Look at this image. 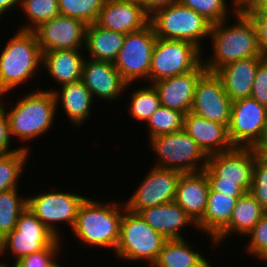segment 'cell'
<instances>
[{
    "label": "cell",
    "mask_w": 267,
    "mask_h": 267,
    "mask_svg": "<svg viewBox=\"0 0 267 267\" xmlns=\"http://www.w3.org/2000/svg\"><path fill=\"white\" fill-rule=\"evenodd\" d=\"M21 8L32 23L31 27L26 26L21 30L34 31L42 23L60 15L58 0H22Z\"/></svg>",
    "instance_id": "obj_34"
},
{
    "label": "cell",
    "mask_w": 267,
    "mask_h": 267,
    "mask_svg": "<svg viewBox=\"0 0 267 267\" xmlns=\"http://www.w3.org/2000/svg\"><path fill=\"white\" fill-rule=\"evenodd\" d=\"M206 72L201 63L195 70L153 82L161 106L187 114L191 111L197 81Z\"/></svg>",
    "instance_id": "obj_18"
},
{
    "label": "cell",
    "mask_w": 267,
    "mask_h": 267,
    "mask_svg": "<svg viewBox=\"0 0 267 267\" xmlns=\"http://www.w3.org/2000/svg\"><path fill=\"white\" fill-rule=\"evenodd\" d=\"M118 203L100 204L85 198L81 203L74 228L85 245L116 249L120 238V223L123 210ZM122 211V212H121Z\"/></svg>",
    "instance_id": "obj_4"
},
{
    "label": "cell",
    "mask_w": 267,
    "mask_h": 267,
    "mask_svg": "<svg viewBox=\"0 0 267 267\" xmlns=\"http://www.w3.org/2000/svg\"><path fill=\"white\" fill-rule=\"evenodd\" d=\"M139 214L149 226L167 239H181L183 237L179 230L182 227L189 223L196 226L194 220L175 201L144 209Z\"/></svg>",
    "instance_id": "obj_23"
},
{
    "label": "cell",
    "mask_w": 267,
    "mask_h": 267,
    "mask_svg": "<svg viewBox=\"0 0 267 267\" xmlns=\"http://www.w3.org/2000/svg\"><path fill=\"white\" fill-rule=\"evenodd\" d=\"M209 189L204 171L182 173L174 201L197 223L206 210Z\"/></svg>",
    "instance_id": "obj_21"
},
{
    "label": "cell",
    "mask_w": 267,
    "mask_h": 267,
    "mask_svg": "<svg viewBox=\"0 0 267 267\" xmlns=\"http://www.w3.org/2000/svg\"><path fill=\"white\" fill-rule=\"evenodd\" d=\"M22 0H0V16L15 4L21 5Z\"/></svg>",
    "instance_id": "obj_45"
},
{
    "label": "cell",
    "mask_w": 267,
    "mask_h": 267,
    "mask_svg": "<svg viewBox=\"0 0 267 267\" xmlns=\"http://www.w3.org/2000/svg\"><path fill=\"white\" fill-rule=\"evenodd\" d=\"M262 149L234 147L231 150L211 155L203 169L213 191L231 196L249 193L253 180L256 156Z\"/></svg>",
    "instance_id": "obj_1"
},
{
    "label": "cell",
    "mask_w": 267,
    "mask_h": 267,
    "mask_svg": "<svg viewBox=\"0 0 267 267\" xmlns=\"http://www.w3.org/2000/svg\"><path fill=\"white\" fill-rule=\"evenodd\" d=\"M235 17L238 22L231 27L223 26L226 20L212 24L210 38L213 41L214 56L206 63L203 62L207 72L215 73L236 60L264 57L253 21L246 13H236Z\"/></svg>",
    "instance_id": "obj_2"
},
{
    "label": "cell",
    "mask_w": 267,
    "mask_h": 267,
    "mask_svg": "<svg viewBox=\"0 0 267 267\" xmlns=\"http://www.w3.org/2000/svg\"><path fill=\"white\" fill-rule=\"evenodd\" d=\"M235 1V2H234ZM235 13H247L249 10L255 8L261 0H234Z\"/></svg>",
    "instance_id": "obj_44"
},
{
    "label": "cell",
    "mask_w": 267,
    "mask_h": 267,
    "mask_svg": "<svg viewBox=\"0 0 267 267\" xmlns=\"http://www.w3.org/2000/svg\"><path fill=\"white\" fill-rule=\"evenodd\" d=\"M183 130L198 144L209 157L234 148L228 135V127L191 111L184 115Z\"/></svg>",
    "instance_id": "obj_19"
},
{
    "label": "cell",
    "mask_w": 267,
    "mask_h": 267,
    "mask_svg": "<svg viewBox=\"0 0 267 267\" xmlns=\"http://www.w3.org/2000/svg\"><path fill=\"white\" fill-rule=\"evenodd\" d=\"M149 142L159 156V163L155 167L192 173L203 171L207 166L208 157L184 130L157 135ZM200 160H204L199 164L201 167L197 162Z\"/></svg>",
    "instance_id": "obj_9"
},
{
    "label": "cell",
    "mask_w": 267,
    "mask_h": 267,
    "mask_svg": "<svg viewBox=\"0 0 267 267\" xmlns=\"http://www.w3.org/2000/svg\"><path fill=\"white\" fill-rule=\"evenodd\" d=\"M0 96L31 77L43 61L35 31L19 30L0 53Z\"/></svg>",
    "instance_id": "obj_3"
},
{
    "label": "cell",
    "mask_w": 267,
    "mask_h": 267,
    "mask_svg": "<svg viewBox=\"0 0 267 267\" xmlns=\"http://www.w3.org/2000/svg\"><path fill=\"white\" fill-rule=\"evenodd\" d=\"M125 35L93 23L87 27L84 47L89 51L88 54L92 55V60L113 63L123 46Z\"/></svg>",
    "instance_id": "obj_27"
},
{
    "label": "cell",
    "mask_w": 267,
    "mask_h": 267,
    "mask_svg": "<svg viewBox=\"0 0 267 267\" xmlns=\"http://www.w3.org/2000/svg\"><path fill=\"white\" fill-rule=\"evenodd\" d=\"M59 241L60 239H57L51 246L22 257L14 262V267H58L59 264L54 262V256L56 257L59 252Z\"/></svg>",
    "instance_id": "obj_38"
},
{
    "label": "cell",
    "mask_w": 267,
    "mask_h": 267,
    "mask_svg": "<svg viewBox=\"0 0 267 267\" xmlns=\"http://www.w3.org/2000/svg\"><path fill=\"white\" fill-rule=\"evenodd\" d=\"M247 13H266L267 14V0H261L255 8L249 10Z\"/></svg>",
    "instance_id": "obj_46"
},
{
    "label": "cell",
    "mask_w": 267,
    "mask_h": 267,
    "mask_svg": "<svg viewBox=\"0 0 267 267\" xmlns=\"http://www.w3.org/2000/svg\"><path fill=\"white\" fill-rule=\"evenodd\" d=\"M179 2L204 16L212 24L225 20L228 15L225 0H179Z\"/></svg>",
    "instance_id": "obj_37"
},
{
    "label": "cell",
    "mask_w": 267,
    "mask_h": 267,
    "mask_svg": "<svg viewBox=\"0 0 267 267\" xmlns=\"http://www.w3.org/2000/svg\"><path fill=\"white\" fill-rule=\"evenodd\" d=\"M149 23L158 38L187 41L200 50V40L210 36L212 27L204 16L180 2L155 10Z\"/></svg>",
    "instance_id": "obj_6"
},
{
    "label": "cell",
    "mask_w": 267,
    "mask_h": 267,
    "mask_svg": "<svg viewBox=\"0 0 267 267\" xmlns=\"http://www.w3.org/2000/svg\"><path fill=\"white\" fill-rule=\"evenodd\" d=\"M166 240L140 214L124 209L115 254L128 261L145 259L153 264Z\"/></svg>",
    "instance_id": "obj_7"
},
{
    "label": "cell",
    "mask_w": 267,
    "mask_h": 267,
    "mask_svg": "<svg viewBox=\"0 0 267 267\" xmlns=\"http://www.w3.org/2000/svg\"><path fill=\"white\" fill-rule=\"evenodd\" d=\"M156 40L157 36L150 23L139 31L125 35L123 46L113 63L128 84L139 77L149 81L152 52Z\"/></svg>",
    "instance_id": "obj_11"
},
{
    "label": "cell",
    "mask_w": 267,
    "mask_h": 267,
    "mask_svg": "<svg viewBox=\"0 0 267 267\" xmlns=\"http://www.w3.org/2000/svg\"><path fill=\"white\" fill-rule=\"evenodd\" d=\"M84 60L79 50H52L43 52L42 65L62 86L81 80Z\"/></svg>",
    "instance_id": "obj_25"
},
{
    "label": "cell",
    "mask_w": 267,
    "mask_h": 267,
    "mask_svg": "<svg viewBox=\"0 0 267 267\" xmlns=\"http://www.w3.org/2000/svg\"><path fill=\"white\" fill-rule=\"evenodd\" d=\"M1 99V96H0ZM0 100V154H9L12 153L17 149L8 150V147L10 146V129H9V120L8 116L6 114V107L1 103Z\"/></svg>",
    "instance_id": "obj_42"
},
{
    "label": "cell",
    "mask_w": 267,
    "mask_h": 267,
    "mask_svg": "<svg viewBox=\"0 0 267 267\" xmlns=\"http://www.w3.org/2000/svg\"><path fill=\"white\" fill-rule=\"evenodd\" d=\"M263 151L267 154V148L263 149Z\"/></svg>",
    "instance_id": "obj_48"
},
{
    "label": "cell",
    "mask_w": 267,
    "mask_h": 267,
    "mask_svg": "<svg viewBox=\"0 0 267 267\" xmlns=\"http://www.w3.org/2000/svg\"><path fill=\"white\" fill-rule=\"evenodd\" d=\"M232 102L216 73L206 71L197 81L191 112L228 127Z\"/></svg>",
    "instance_id": "obj_15"
},
{
    "label": "cell",
    "mask_w": 267,
    "mask_h": 267,
    "mask_svg": "<svg viewBox=\"0 0 267 267\" xmlns=\"http://www.w3.org/2000/svg\"><path fill=\"white\" fill-rule=\"evenodd\" d=\"M29 149L19 148L9 154H0V193L17 188V181L23 171Z\"/></svg>",
    "instance_id": "obj_31"
},
{
    "label": "cell",
    "mask_w": 267,
    "mask_h": 267,
    "mask_svg": "<svg viewBox=\"0 0 267 267\" xmlns=\"http://www.w3.org/2000/svg\"><path fill=\"white\" fill-rule=\"evenodd\" d=\"M248 235L251 237L247 247L248 252L267 261V212Z\"/></svg>",
    "instance_id": "obj_39"
},
{
    "label": "cell",
    "mask_w": 267,
    "mask_h": 267,
    "mask_svg": "<svg viewBox=\"0 0 267 267\" xmlns=\"http://www.w3.org/2000/svg\"><path fill=\"white\" fill-rule=\"evenodd\" d=\"M143 7V9L151 15L155 10L166 7L173 3L179 2V0H137Z\"/></svg>",
    "instance_id": "obj_43"
},
{
    "label": "cell",
    "mask_w": 267,
    "mask_h": 267,
    "mask_svg": "<svg viewBox=\"0 0 267 267\" xmlns=\"http://www.w3.org/2000/svg\"><path fill=\"white\" fill-rule=\"evenodd\" d=\"M184 115L171 108L159 107L146 122L150 130V139L157 135L183 130Z\"/></svg>",
    "instance_id": "obj_33"
},
{
    "label": "cell",
    "mask_w": 267,
    "mask_h": 267,
    "mask_svg": "<svg viewBox=\"0 0 267 267\" xmlns=\"http://www.w3.org/2000/svg\"><path fill=\"white\" fill-rule=\"evenodd\" d=\"M265 57H250L229 63L215 73L232 101L250 97L256 70Z\"/></svg>",
    "instance_id": "obj_22"
},
{
    "label": "cell",
    "mask_w": 267,
    "mask_h": 267,
    "mask_svg": "<svg viewBox=\"0 0 267 267\" xmlns=\"http://www.w3.org/2000/svg\"><path fill=\"white\" fill-rule=\"evenodd\" d=\"M130 103V114L140 121H148L150 116L161 107L157 90L151 84L133 92Z\"/></svg>",
    "instance_id": "obj_35"
},
{
    "label": "cell",
    "mask_w": 267,
    "mask_h": 267,
    "mask_svg": "<svg viewBox=\"0 0 267 267\" xmlns=\"http://www.w3.org/2000/svg\"><path fill=\"white\" fill-rule=\"evenodd\" d=\"M150 15L137 0H107L96 24L123 34L136 32L149 24Z\"/></svg>",
    "instance_id": "obj_17"
},
{
    "label": "cell",
    "mask_w": 267,
    "mask_h": 267,
    "mask_svg": "<svg viewBox=\"0 0 267 267\" xmlns=\"http://www.w3.org/2000/svg\"><path fill=\"white\" fill-rule=\"evenodd\" d=\"M0 267H6V264H5V263L2 264V263L0 262Z\"/></svg>",
    "instance_id": "obj_47"
},
{
    "label": "cell",
    "mask_w": 267,
    "mask_h": 267,
    "mask_svg": "<svg viewBox=\"0 0 267 267\" xmlns=\"http://www.w3.org/2000/svg\"><path fill=\"white\" fill-rule=\"evenodd\" d=\"M58 238L26 208L19 216L16 227L0 240V255L6 249L17 257L15 261L51 246Z\"/></svg>",
    "instance_id": "obj_12"
},
{
    "label": "cell",
    "mask_w": 267,
    "mask_h": 267,
    "mask_svg": "<svg viewBox=\"0 0 267 267\" xmlns=\"http://www.w3.org/2000/svg\"><path fill=\"white\" fill-rule=\"evenodd\" d=\"M250 97L267 107V58L257 67Z\"/></svg>",
    "instance_id": "obj_40"
},
{
    "label": "cell",
    "mask_w": 267,
    "mask_h": 267,
    "mask_svg": "<svg viewBox=\"0 0 267 267\" xmlns=\"http://www.w3.org/2000/svg\"><path fill=\"white\" fill-rule=\"evenodd\" d=\"M181 174L176 170L154 166L125 203L126 209L139 214L144 209L173 202Z\"/></svg>",
    "instance_id": "obj_13"
},
{
    "label": "cell",
    "mask_w": 267,
    "mask_h": 267,
    "mask_svg": "<svg viewBox=\"0 0 267 267\" xmlns=\"http://www.w3.org/2000/svg\"><path fill=\"white\" fill-rule=\"evenodd\" d=\"M81 81L90 90L92 96L97 95L104 100L117 99L126 86H130L114 63L109 61L84 60Z\"/></svg>",
    "instance_id": "obj_20"
},
{
    "label": "cell",
    "mask_w": 267,
    "mask_h": 267,
    "mask_svg": "<svg viewBox=\"0 0 267 267\" xmlns=\"http://www.w3.org/2000/svg\"><path fill=\"white\" fill-rule=\"evenodd\" d=\"M249 193L267 211V154L263 150L255 158Z\"/></svg>",
    "instance_id": "obj_36"
},
{
    "label": "cell",
    "mask_w": 267,
    "mask_h": 267,
    "mask_svg": "<svg viewBox=\"0 0 267 267\" xmlns=\"http://www.w3.org/2000/svg\"><path fill=\"white\" fill-rule=\"evenodd\" d=\"M59 90H53V95L58 106V100L62 101L65 114L74 124L81 125L90 115L93 97L90 90L80 80L74 83L62 85L61 94ZM60 96V97H59Z\"/></svg>",
    "instance_id": "obj_28"
},
{
    "label": "cell",
    "mask_w": 267,
    "mask_h": 267,
    "mask_svg": "<svg viewBox=\"0 0 267 267\" xmlns=\"http://www.w3.org/2000/svg\"><path fill=\"white\" fill-rule=\"evenodd\" d=\"M107 0H58L60 15L83 21L87 25L96 23L99 12Z\"/></svg>",
    "instance_id": "obj_32"
},
{
    "label": "cell",
    "mask_w": 267,
    "mask_h": 267,
    "mask_svg": "<svg viewBox=\"0 0 267 267\" xmlns=\"http://www.w3.org/2000/svg\"><path fill=\"white\" fill-rule=\"evenodd\" d=\"M228 135L234 147L267 148V107L251 97L233 101Z\"/></svg>",
    "instance_id": "obj_8"
},
{
    "label": "cell",
    "mask_w": 267,
    "mask_h": 267,
    "mask_svg": "<svg viewBox=\"0 0 267 267\" xmlns=\"http://www.w3.org/2000/svg\"><path fill=\"white\" fill-rule=\"evenodd\" d=\"M27 208V199L21 198L17 188L0 193V240L15 227L20 214Z\"/></svg>",
    "instance_id": "obj_30"
},
{
    "label": "cell",
    "mask_w": 267,
    "mask_h": 267,
    "mask_svg": "<svg viewBox=\"0 0 267 267\" xmlns=\"http://www.w3.org/2000/svg\"><path fill=\"white\" fill-rule=\"evenodd\" d=\"M56 108L52 90H39L23 96L11 112H6L10 136L30 141L43 135L53 124Z\"/></svg>",
    "instance_id": "obj_5"
},
{
    "label": "cell",
    "mask_w": 267,
    "mask_h": 267,
    "mask_svg": "<svg viewBox=\"0 0 267 267\" xmlns=\"http://www.w3.org/2000/svg\"><path fill=\"white\" fill-rule=\"evenodd\" d=\"M185 239H167L154 267H211L198 252H194Z\"/></svg>",
    "instance_id": "obj_29"
},
{
    "label": "cell",
    "mask_w": 267,
    "mask_h": 267,
    "mask_svg": "<svg viewBox=\"0 0 267 267\" xmlns=\"http://www.w3.org/2000/svg\"><path fill=\"white\" fill-rule=\"evenodd\" d=\"M200 49L183 40L161 39L157 37L152 52L149 81L173 77L195 70L202 62Z\"/></svg>",
    "instance_id": "obj_10"
},
{
    "label": "cell",
    "mask_w": 267,
    "mask_h": 267,
    "mask_svg": "<svg viewBox=\"0 0 267 267\" xmlns=\"http://www.w3.org/2000/svg\"><path fill=\"white\" fill-rule=\"evenodd\" d=\"M87 27L88 25L79 19L58 15L42 23L34 31L43 53L52 50L81 49L85 44Z\"/></svg>",
    "instance_id": "obj_16"
},
{
    "label": "cell",
    "mask_w": 267,
    "mask_h": 267,
    "mask_svg": "<svg viewBox=\"0 0 267 267\" xmlns=\"http://www.w3.org/2000/svg\"><path fill=\"white\" fill-rule=\"evenodd\" d=\"M253 21L258 37L259 48L265 58H267V14L266 13H246Z\"/></svg>",
    "instance_id": "obj_41"
},
{
    "label": "cell",
    "mask_w": 267,
    "mask_h": 267,
    "mask_svg": "<svg viewBox=\"0 0 267 267\" xmlns=\"http://www.w3.org/2000/svg\"><path fill=\"white\" fill-rule=\"evenodd\" d=\"M84 196L72 193L50 192L34 197H27V208L44 224V226L60 239L56 222L65 221L74 228L77 212Z\"/></svg>",
    "instance_id": "obj_14"
},
{
    "label": "cell",
    "mask_w": 267,
    "mask_h": 267,
    "mask_svg": "<svg viewBox=\"0 0 267 267\" xmlns=\"http://www.w3.org/2000/svg\"><path fill=\"white\" fill-rule=\"evenodd\" d=\"M266 212L250 193H245L237 199L229 224L213 239V242L217 244L223 241L234 231L247 235Z\"/></svg>",
    "instance_id": "obj_26"
},
{
    "label": "cell",
    "mask_w": 267,
    "mask_h": 267,
    "mask_svg": "<svg viewBox=\"0 0 267 267\" xmlns=\"http://www.w3.org/2000/svg\"><path fill=\"white\" fill-rule=\"evenodd\" d=\"M241 196H231L213 191L208 192L206 210L203 217L196 223L197 229L207 231L214 239L228 224L237 199Z\"/></svg>",
    "instance_id": "obj_24"
}]
</instances>
